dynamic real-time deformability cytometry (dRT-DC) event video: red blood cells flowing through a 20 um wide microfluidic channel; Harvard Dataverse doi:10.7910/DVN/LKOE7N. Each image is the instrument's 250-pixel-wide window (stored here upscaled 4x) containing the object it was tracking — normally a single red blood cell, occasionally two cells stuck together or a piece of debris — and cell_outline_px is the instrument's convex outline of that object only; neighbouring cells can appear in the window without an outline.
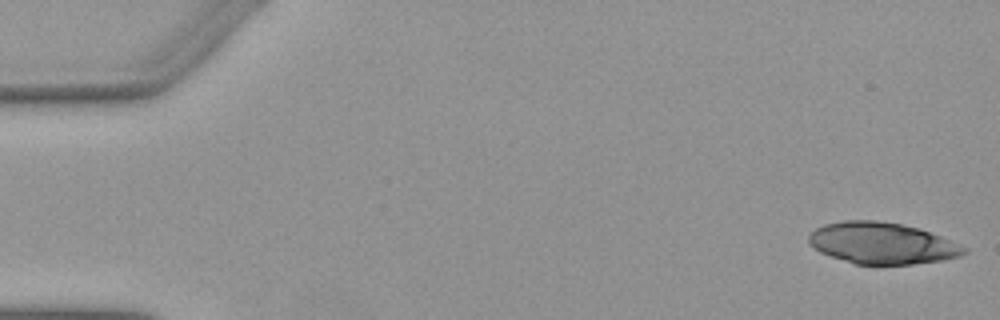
{"species": "Egyptian fruit bat (a non-hibernating species)", "species_latin": "Rousettus aegyptiacus", "temperature_condition": "warm", "stored_images_in_passage": 3, "camera_frame_rate_fps": 3000, "um_per_image_px": 0.085, "animal": {"sex": "female"}, "frame": {"image": 1, "passage_image": 1, "time_ms": 0.0, "image_size_px": [1000, 320], "cell_outline_px": [[968, 252], [960, 256], [940, 260], [912, 264], [856, 264], [820, 252], [808, 244], [808, 236], [816, 228], [824, 224], [844, 220], [876, 220], [900, 224], [916, 228], [940, 236], [968, 248]], "centroid_in_image_um": [74.95, 20.67], "position_along_channel_um": 10.1, "area_um2": 37.17}}